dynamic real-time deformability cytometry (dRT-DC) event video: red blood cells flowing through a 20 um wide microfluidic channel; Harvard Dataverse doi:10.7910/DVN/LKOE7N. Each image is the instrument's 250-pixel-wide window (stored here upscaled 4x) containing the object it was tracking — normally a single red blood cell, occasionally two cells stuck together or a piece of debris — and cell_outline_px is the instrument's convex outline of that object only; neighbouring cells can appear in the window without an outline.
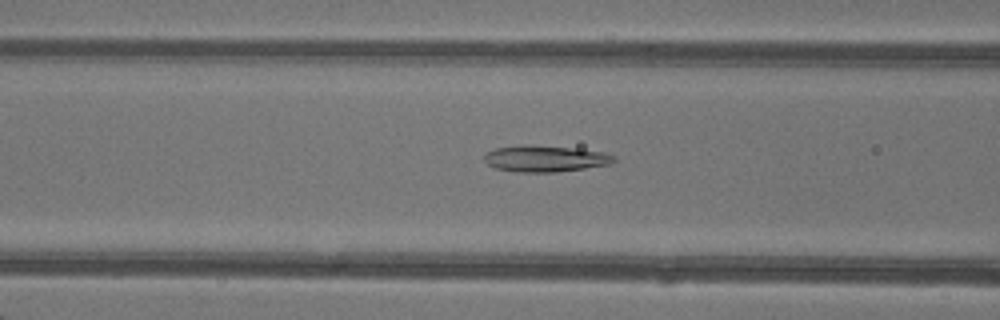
{"species": "common noctule bat (a hibernating species)", "species_latin": "Nyctalus noctula", "temperature_condition": "warm", "stored_images_in_passage": 34, "camera_frame_rate_fps": 3000, "um_per_image_px": 0.085, "animal": {"sex": "female"}, "frame": {"image": 1, "passage_image": 6, "time_ms": 1.667, "image_size_px": [1000, 320], "cell_outline_px": [[616, 160], [608, 164], [584, 168], [556, 172], [516, 172], [496, 168], [488, 164], [484, 160], [484, 156], [488, 152], [496, 148], [568, 148], [604, 152], [616, 156]], "centroid_in_image_um": [46.39, 13.54], "position_along_channel_um": 120.2, "area_um2": 18.61}}
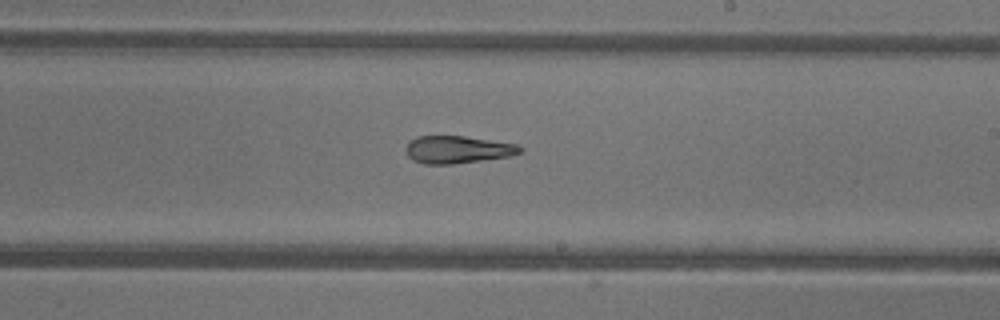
{"frame": {"image": 2, "passage_image": 15, "time_ms": 4.667, "image_size_px": [1000, 320], "cell_outline_px": [[524, 148], [520, 152], [508, 156], [452, 164], [424, 164], [412, 160], [408, 156], [404, 148], [416, 136], [464, 136], [516, 144]], "centroid_in_image_um": [38.85, 12.71], "position_along_channel_um": 250.2, "area_um2": 18.09}}
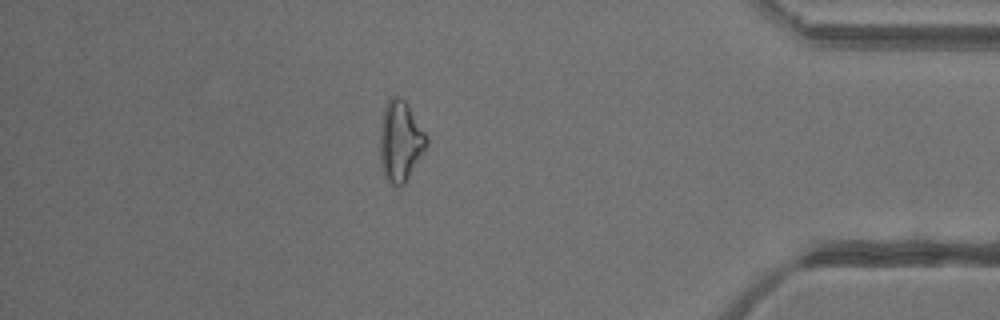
{"frame": {"image": 3, "passage_image": 28, "time_ms": 9.0, "image_size_px": [1000, 320], "cell_outline_px": [[428, 144], [404, 184], [400, 188], [396, 188], [384, 176], [380, 160], [380, 124], [384, 108], [388, 100], [392, 96], [400, 96], [408, 104], [428, 136]], "centroid_in_image_um": [34.03, 11.99], "position_along_channel_um": 401.2, "area_um2": 22.02}, "authors_computed_cell_mechanics": {"area_um2": 19.1896, "velocity_mm_per_s": 4.3319, "shape_relaxation_time_tau1_ms": null, "shape_relaxation_time_tau2_ms": 3.9092, "deformation_change_tau1": null, "deformation_change_tau2": 0.1339}}